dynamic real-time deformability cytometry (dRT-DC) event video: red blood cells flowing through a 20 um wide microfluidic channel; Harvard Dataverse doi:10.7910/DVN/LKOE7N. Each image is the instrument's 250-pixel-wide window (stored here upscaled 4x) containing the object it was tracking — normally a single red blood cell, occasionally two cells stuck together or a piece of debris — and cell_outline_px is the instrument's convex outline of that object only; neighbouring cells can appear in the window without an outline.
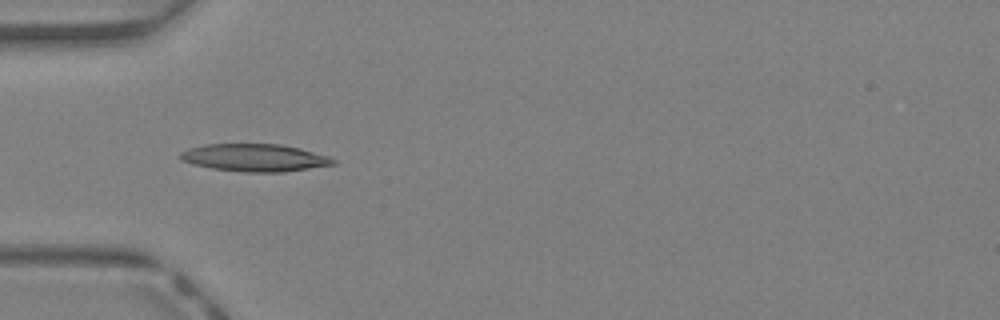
{"species": "Egyptian fruit bat (a non-hibernating species)", "species_latin": "Rousettus aegyptiacus", "temperature_condition": "warm", "stored_images_in_passage": 42, "camera_frame_rate_fps": 3000, "um_per_image_px": 0.085, "animal": {"sex": "female"}, "frame": {"image": 1, "passage_image": 13, "time_ms": 4.0, "image_size_px": [1000, 320], "cell_outline_px": [[336, 164], [284, 172], [244, 172], [212, 168], [192, 164], [180, 160], [180, 152], [188, 148], [204, 144], [280, 144], [300, 148], [328, 156], [336, 160]], "centroid_in_image_um": [21.63, 13.4], "position_along_channel_um": 63.4, "area_um2": 24.57}}
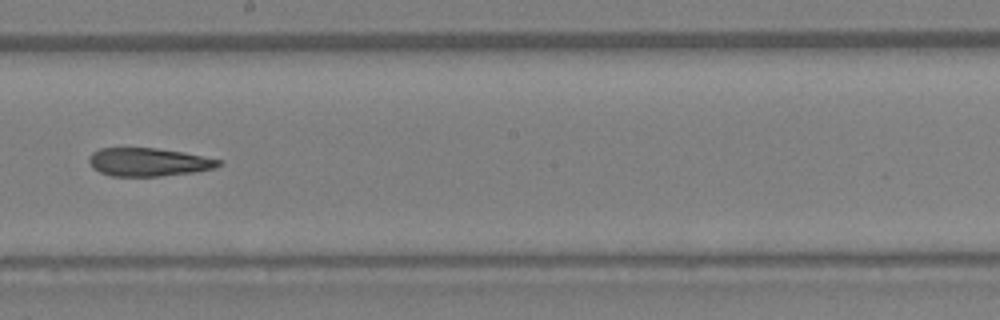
{"frame": {"image": 2, "passage_image": 24, "time_ms": 7.667, "image_size_px": [1000, 320], "cell_outline_px": [[224, 160], [220, 164], [212, 168], [196, 172], [160, 176], [112, 176], [100, 172], [92, 168], [88, 160], [88, 156], [92, 152], [100, 148], [156, 148], [184, 152]], "centroid_in_image_um": [12.61, 13.77], "position_along_channel_um": 235.6, "area_um2": 21.44}}
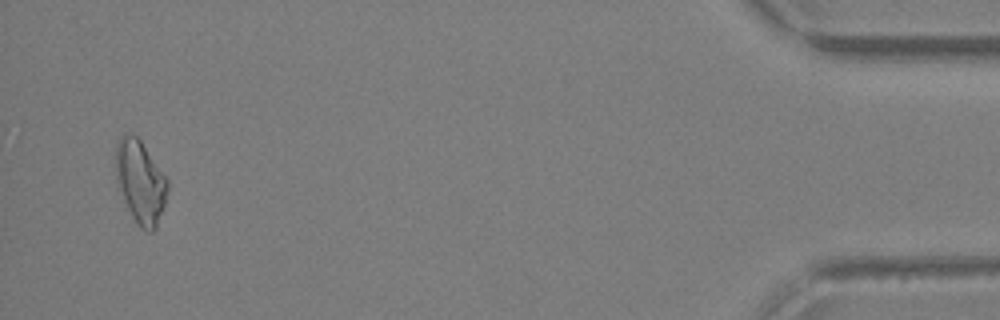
{"frame": {"image": 3, "passage_image": 41, "time_ms": 13.333, "image_size_px": [1000, 320], "cell_outline_px": [[168, 192], [156, 228], [152, 232], [148, 232], [140, 228], [136, 224], [124, 200], [116, 180], [116, 144], [120, 136], [124, 132], [136, 136], [140, 140], [168, 180]], "centroid_in_image_um": [11.93, 15.46], "position_along_channel_um": 423.3, "area_um2": 24.85}}